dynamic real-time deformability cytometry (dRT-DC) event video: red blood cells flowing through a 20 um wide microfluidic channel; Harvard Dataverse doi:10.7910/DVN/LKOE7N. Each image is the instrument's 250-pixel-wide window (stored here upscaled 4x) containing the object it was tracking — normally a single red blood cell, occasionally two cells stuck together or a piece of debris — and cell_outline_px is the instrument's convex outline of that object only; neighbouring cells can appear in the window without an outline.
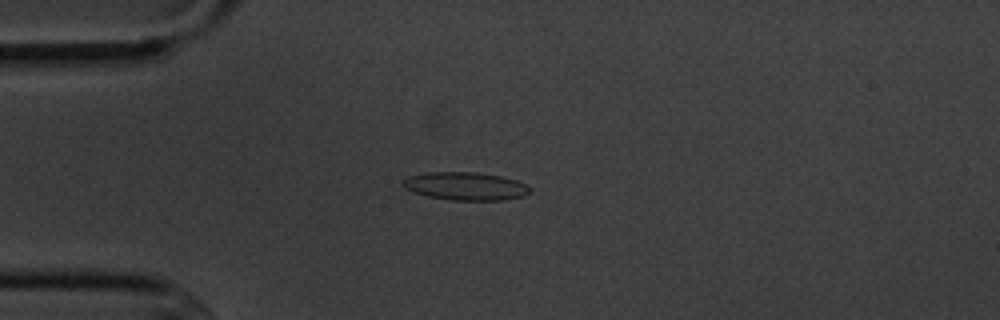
{"species": "common noctule bat (a hibernating species)", "species_latin": "Nyctalus noctula", "temperature_condition": "cold", "stored_images_in_passage": 6, "camera_frame_rate_fps": 3000, "um_per_image_px": 0.085, "animal": {"sex": "male", "body_mass_g": 20.1, "forearm_length_mm": 53.5}, "frame": {"image": 1, "passage_image": 4, "time_ms": 3.667, "image_size_px": [1000, 320], "cell_outline_px": [[532, 188], [524, 196], [504, 200], [452, 200], [428, 196], [412, 192], [404, 188], [400, 184], [408, 176], [428, 172], [476, 172], [500, 176], [516, 180]], "centroid_in_image_um": [39.54, 15.82], "position_along_channel_um": 45.5, "area_um2": 20.75}}
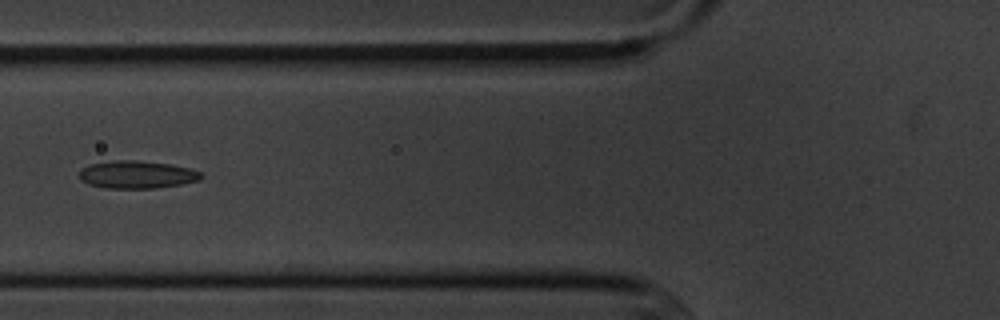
{"frame": {"image": 2, "passage_image": 6, "time_ms": 6.0, "image_size_px": [1000, 320], "cell_outline_px": [[204, 176], [200, 180], [180, 184], [156, 188], [104, 188], [88, 184], [80, 180], [80, 168], [88, 164], [116, 160], [136, 160], [168, 164], [192, 168], [200, 172]], "centroid_in_image_um": [11.62, 14.84], "position_along_channel_um": 114.2, "area_um2": 19.77}}